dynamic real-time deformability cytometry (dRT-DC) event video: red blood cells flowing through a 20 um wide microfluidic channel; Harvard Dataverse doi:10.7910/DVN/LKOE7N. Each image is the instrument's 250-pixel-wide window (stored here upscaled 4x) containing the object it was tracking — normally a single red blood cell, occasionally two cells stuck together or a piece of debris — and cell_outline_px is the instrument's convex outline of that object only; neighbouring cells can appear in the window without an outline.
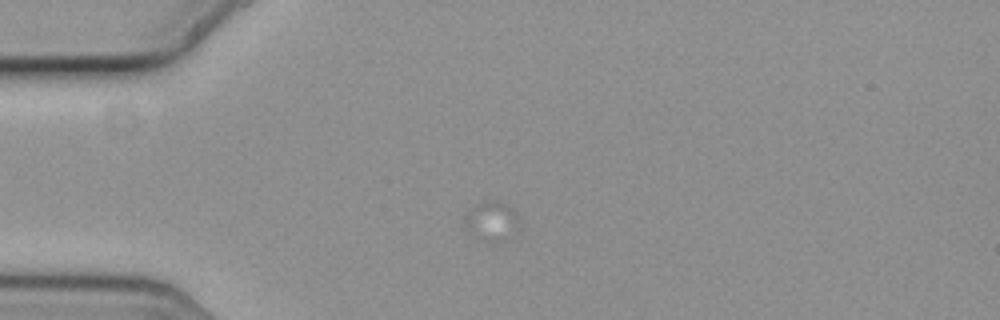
{"species": "common noctule bat (a hibernating species)", "species_latin": "Nyctalus noctula", "temperature_condition": "cold", "stored_images_in_passage": 26, "camera_frame_rate_fps": 3000, "um_per_image_px": 0.085, "animal": {"sex": "female", "body_mass_g": 19.3, "forearm_length_mm": 54.1}, "frame": {"image": 1, "passage_image": 8, "time_ms": 2.333, "image_size_px": [1000, 320], "cell_outline_px": [[520, 228], [512, 240], [496, 244], [492, 244], [484, 240], [468, 228], [464, 224], [464, 216], [468, 208], [484, 200], [500, 200], [516, 208], [520, 216]], "centroid_in_image_um": [41.93, 18.79], "position_along_channel_um": 43.1, "area_um2": 13.58}}
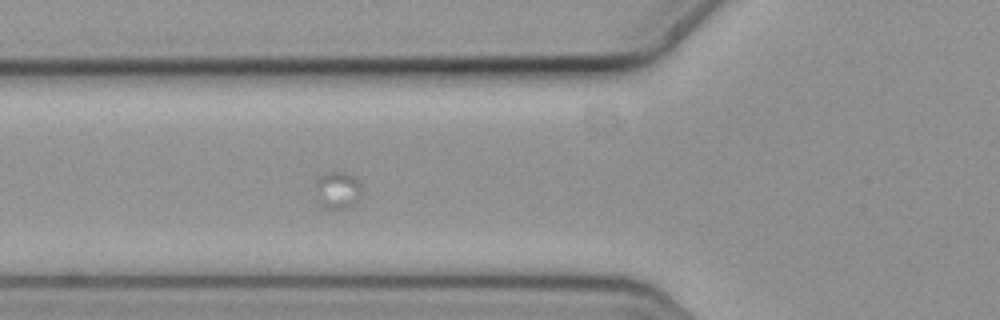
{"frame": {"image": 2, "passage_image": 19, "time_ms": 6.0, "image_size_px": [1000, 320], "cell_outline_px": [[360, 196], [348, 208], [332, 212], [320, 208], [316, 184], [316, 176], [324, 172], [344, 172], [352, 176], [360, 184]], "centroid_in_image_um": [28.63, 16.21], "position_along_channel_um": 97.2, "area_um2": 10.29}}